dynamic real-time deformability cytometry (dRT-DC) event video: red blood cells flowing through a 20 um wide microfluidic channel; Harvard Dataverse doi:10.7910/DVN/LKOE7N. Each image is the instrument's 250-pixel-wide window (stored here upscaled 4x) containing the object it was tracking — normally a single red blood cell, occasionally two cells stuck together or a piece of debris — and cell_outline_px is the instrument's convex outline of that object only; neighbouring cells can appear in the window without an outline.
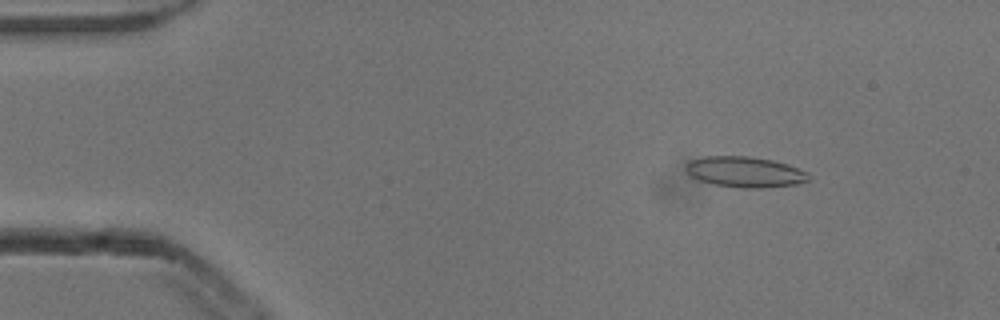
{"species": "common noctule bat (a hibernating species)", "species_latin": "Nyctalus noctula", "temperature_condition": "cold", "stored_images_in_passage": 4, "camera_frame_rate_fps": 3000, "um_per_image_px": 0.085, "animal": {"sex": "male", "body_mass_g": 13.3}, "frame": {"image": 1, "passage_image": 2, "time_ms": 0.333, "image_size_px": [1000, 320], "cell_outline_px": [[812, 180], [796, 184], [764, 188], [740, 188], [716, 184], [700, 180], [692, 176], [688, 172], [688, 164], [692, 160], [704, 156], [748, 156], [772, 160], [788, 164], [808, 172]], "centroid_in_image_um": [63.41, 14.62], "position_along_channel_um": 21.6, "area_um2": 21.79}}
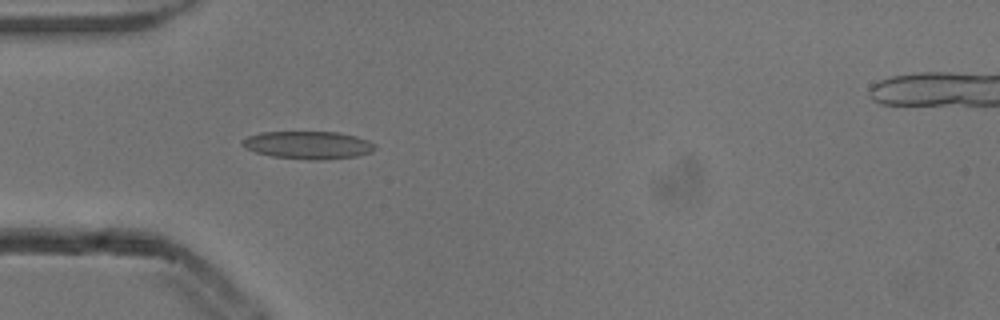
{"frame": {"image": 2, "passage_image": 4, "time_ms": 1.0, "image_size_px": [1000, 320], "cell_outline_px": [[376, 148], [372, 152], [356, 156], [324, 160], [308, 160], [272, 156], [256, 152], [244, 148], [240, 144], [240, 140], [248, 136], [260, 132], [340, 132], [356, 136], [368, 140], [376, 144]], "centroid_in_image_um": [26.19, 12.33], "position_along_channel_um": 58.8, "area_um2": 21.73}}